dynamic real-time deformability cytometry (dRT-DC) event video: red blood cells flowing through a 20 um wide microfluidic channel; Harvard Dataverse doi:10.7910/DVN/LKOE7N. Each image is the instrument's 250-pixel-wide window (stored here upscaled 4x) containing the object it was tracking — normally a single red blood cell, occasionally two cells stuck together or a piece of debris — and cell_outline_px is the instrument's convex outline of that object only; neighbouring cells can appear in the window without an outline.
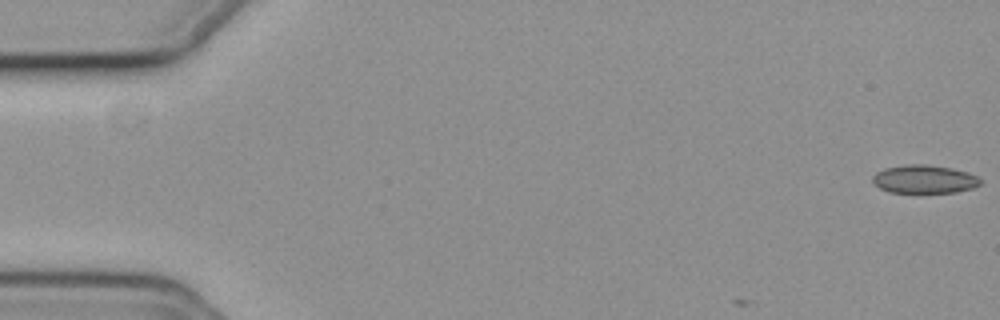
{"species": "common noctule bat (a hibernating species)", "species_latin": "Nyctalus noctula", "temperature_condition": "cold", "stored_images_in_passage": 9, "camera_frame_rate_fps": 3000, "um_per_image_px": 0.085, "animal": {"sex": "female", "body_mass_g": 19.3, "forearm_length_mm": 54.1}, "frame": {"image": 1, "passage_image": 1, "time_ms": 0.0, "image_size_px": [1000, 320], "cell_outline_px": [[980, 184], [972, 188], [956, 192], [888, 192], [880, 188], [872, 180], [872, 176], [876, 172], [884, 168], [904, 164], [924, 164], [952, 168], [968, 172], [976, 176], [980, 180]], "centroid_in_image_um": [78.54, 15.22], "position_along_channel_um": 6.5, "area_um2": 17.69}}